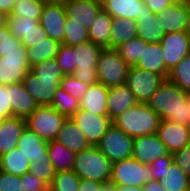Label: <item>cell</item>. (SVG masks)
Segmentation results:
<instances>
[{
  "mask_svg": "<svg viewBox=\"0 0 190 191\" xmlns=\"http://www.w3.org/2000/svg\"><path fill=\"white\" fill-rule=\"evenodd\" d=\"M153 180L149 165L133 157L112 163L109 183L113 185L143 186Z\"/></svg>",
  "mask_w": 190,
  "mask_h": 191,
  "instance_id": "cell-8",
  "label": "cell"
},
{
  "mask_svg": "<svg viewBox=\"0 0 190 191\" xmlns=\"http://www.w3.org/2000/svg\"><path fill=\"white\" fill-rule=\"evenodd\" d=\"M147 42L139 37H135L116 48L121 58L131 67L135 66L142 57L143 47Z\"/></svg>",
  "mask_w": 190,
  "mask_h": 191,
  "instance_id": "cell-37",
  "label": "cell"
},
{
  "mask_svg": "<svg viewBox=\"0 0 190 191\" xmlns=\"http://www.w3.org/2000/svg\"><path fill=\"white\" fill-rule=\"evenodd\" d=\"M185 32H186V35L188 36V39L190 41V13H189V22H188V25L186 27Z\"/></svg>",
  "mask_w": 190,
  "mask_h": 191,
  "instance_id": "cell-59",
  "label": "cell"
},
{
  "mask_svg": "<svg viewBox=\"0 0 190 191\" xmlns=\"http://www.w3.org/2000/svg\"><path fill=\"white\" fill-rule=\"evenodd\" d=\"M61 43L47 37L45 41L33 44V48L26 49L30 66L55 58Z\"/></svg>",
  "mask_w": 190,
  "mask_h": 191,
  "instance_id": "cell-32",
  "label": "cell"
},
{
  "mask_svg": "<svg viewBox=\"0 0 190 191\" xmlns=\"http://www.w3.org/2000/svg\"><path fill=\"white\" fill-rule=\"evenodd\" d=\"M63 75L73 74L74 72V46L61 44L55 57Z\"/></svg>",
  "mask_w": 190,
  "mask_h": 191,
  "instance_id": "cell-41",
  "label": "cell"
},
{
  "mask_svg": "<svg viewBox=\"0 0 190 191\" xmlns=\"http://www.w3.org/2000/svg\"><path fill=\"white\" fill-rule=\"evenodd\" d=\"M189 13L190 5L173 3L156 16L165 33L185 32Z\"/></svg>",
  "mask_w": 190,
  "mask_h": 191,
  "instance_id": "cell-18",
  "label": "cell"
},
{
  "mask_svg": "<svg viewBox=\"0 0 190 191\" xmlns=\"http://www.w3.org/2000/svg\"><path fill=\"white\" fill-rule=\"evenodd\" d=\"M133 140L112 123L96 146L114 163L133 156Z\"/></svg>",
  "mask_w": 190,
  "mask_h": 191,
  "instance_id": "cell-9",
  "label": "cell"
},
{
  "mask_svg": "<svg viewBox=\"0 0 190 191\" xmlns=\"http://www.w3.org/2000/svg\"><path fill=\"white\" fill-rule=\"evenodd\" d=\"M48 152L49 159L56 172L73 169L76 154L66 148L59 141L56 139L49 141Z\"/></svg>",
  "mask_w": 190,
  "mask_h": 191,
  "instance_id": "cell-30",
  "label": "cell"
},
{
  "mask_svg": "<svg viewBox=\"0 0 190 191\" xmlns=\"http://www.w3.org/2000/svg\"><path fill=\"white\" fill-rule=\"evenodd\" d=\"M138 102L126 84L108 87L107 109L108 117L113 121Z\"/></svg>",
  "mask_w": 190,
  "mask_h": 191,
  "instance_id": "cell-20",
  "label": "cell"
},
{
  "mask_svg": "<svg viewBox=\"0 0 190 191\" xmlns=\"http://www.w3.org/2000/svg\"><path fill=\"white\" fill-rule=\"evenodd\" d=\"M16 0H0V12L10 15Z\"/></svg>",
  "mask_w": 190,
  "mask_h": 191,
  "instance_id": "cell-54",
  "label": "cell"
},
{
  "mask_svg": "<svg viewBox=\"0 0 190 191\" xmlns=\"http://www.w3.org/2000/svg\"><path fill=\"white\" fill-rule=\"evenodd\" d=\"M103 47L89 40L74 46L73 76L79 81L93 85L98 83L96 65Z\"/></svg>",
  "mask_w": 190,
  "mask_h": 191,
  "instance_id": "cell-6",
  "label": "cell"
},
{
  "mask_svg": "<svg viewBox=\"0 0 190 191\" xmlns=\"http://www.w3.org/2000/svg\"><path fill=\"white\" fill-rule=\"evenodd\" d=\"M113 18L103 9L95 17L89 31V41L103 48H110V34Z\"/></svg>",
  "mask_w": 190,
  "mask_h": 191,
  "instance_id": "cell-28",
  "label": "cell"
},
{
  "mask_svg": "<svg viewBox=\"0 0 190 191\" xmlns=\"http://www.w3.org/2000/svg\"><path fill=\"white\" fill-rule=\"evenodd\" d=\"M47 0H16L11 16H21L40 20L42 9Z\"/></svg>",
  "mask_w": 190,
  "mask_h": 191,
  "instance_id": "cell-38",
  "label": "cell"
},
{
  "mask_svg": "<svg viewBox=\"0 0 190 191\" xmlns=\"http://www.w3.org/2000/svg\"><path fill=\"white\" fill-rule=\"evenodd\" d=\"M173 161L190 178V142L183 149L173 154Z\"/></svg>",
  "mask_w": 190,
  "mask_h": 191,
  "instance_id": "cell-48",
  "label": "cell"
},
{
  "mask_svg": "<svg viewBox=\"0 0 190 191\" xmlns=\"http://www.w3.org/2000/svg\"><path fill=\"white\" fill-rule=\"evenodd\" d=\"M147 105L160 120H170L190 127L188 92L165 79L152 94Z\"/></svg>",
  "mask_w": 190,
  "mask_h": 191,
  "instance_id": "cell-1",
  "label": "cell"
},
{
  "mask_svg": "<svg viewBox=\"0 0 190 191\" xmlns=\"http://www.w3.org/2000/svg\"><path fill=\"white\" fill-rule=\"evenodd\" d=\"M103 183H98L93 180L80 179V188L78 191H101Z\"/></svg>",
  "mask_w": 190,
  "mask_h": 191,
  "instance_id": "cell-52",
  "label": "cell"
},
{
  "mask_svg": "<svg viewBox=\"0 0 190 191\" xmlns=\"http://www.w3.org/2000/svg\"><path fill=\"white\" fill-rule=\"evenodd\" d=\"M169 154L167 147L156 133L135 137L133 140V158L149 165L155 159Z\"/></svg>",
  "mask_w": 190,
  "mask_h": 191,
  "instance_id": "cell-16",
  "label": "cell"
},
{
  "mask_svg": "<svg viewBox=\"0 0 190 191\" xmlns=\"http://www.w3.org/2000/svg\"><path fill=\"white\" fill-rule=\"evenodd\" d=\"M142 187L144 191H165L159 180L154 179L146 182Z\"/></svg>",
  "mask_w": 190,
  "mask_h": 191,
  "instance_id": "cell-53",
  "label": "cell"
},
{
  "mask_svg": "<svg viewBox=\"0 0 190 191\" xmlns=\"http://www.w3.org/2000/svg\"><path fill=\"white\" fill-rule=\"evenodd\" d=\"M56 140L74 154H78L80 151L90 146L81 129L71 117L65 120L63 126L59 130Z\"/></svg>",
  "mask_w": 190,
  "mask_h": 191,
  "instance_id": "cell-26",
  "label": "cell"
},
{
  "mask_svg": "<svg viewBox=\"0 0 190 191\" xmlns=\"http://www.w3.org/2000/svg\"><path fill=\"white\" fill-rule=\"evenodd\" d=\"M167 79L190 93V54L169 71Z\"/></svg>",
  "mask_w": 190,
  "mask_h": 191,
  "instance_id": "cell-39",
  "label": "cell"
},
{
  "mask_svg": "<svg viewBox=\"0 0 190 191\" xmlns=\"http://www.w3.org/2000/svg\"><path fill=\"white\" fill-rule=\"evenodd\" d=\"M112 123L135 138L156 133L160 117L147 104L137 103L116 117Z\"/></svg>",
  "mask_w": 190,
  "mask_h": 191,
  "instance_id": "cell-3",
  "label": "cell"
},
{
  "mask_svg": "<svg viewBox=\"0 0 190 191\" xmlns=\"http://www.w3.org/2000/svg\"><path fill=\"white\" fill-rule=\"evenodd\" d=\"M107 97L108 87L104 84L98 82L89 85L86 93L80 100V109L108 117Z\"/></svg>",
  "mask_w": 190,
  "mask_h": 191,
  "instance_id": "cell-23",
  "label": "cell"
},
{
  "mask_svg": "<svg viewBox=\"0 0 190 191\" xmlns=\"http://www.w3.org/2000/svg\"><path fill=\"white\" fill-rule=\"evenodd\" d=\"M8 24V15L0 12V27H5Z\"/></svg>",
  "mask_w": 190,
  "mask_h": 191,
  "instance_id": "cell-56",
  "label": "cell"
},
{
  "mask_svg": "<svg viewBox=\"0 0 190 191\" xmlns=\"http://www.w3.org/2000/svg\"><path fill=\"white\" fill-rule=\"evenodd\" d=\"M24 191H49V185L38 177H35L31 172H27L21 176Z\"/></svg>",
  "mask_w": 190,
  "mask_h": 191,
  "instance_id": "cell-47",
  "label": "cell"
},
{
  "mask_svg": "<svg viewBox=\"0 0 190 191\" xmlns=\"http://www.w3.org/2000/svg\"><path fill=\"white\" fill-rule=\"evenodd\" d=\"M135 66L159 74L165 79L169 75L163 60V50L160 43H147L146 47H143L142 57Z\"/></svg>",
  "mask_w": 190,
  "mask_h": 191,
  "instance_id": "cell-25",
  "label": "cell"
},
{
  "mask_svg": "<svg viewBox=\"0 0 190 191\" xmlns=\"http://www.w3.org/2000/svg\"><path fill=\"white\" fill-rule=\"evenodd\" d=\"M116 191H144L142 186L116 185Z\"/></svg>",
  "mask_w": 190,
  "mask_h": 191,
  "instance_id": "cell-55",
  "label": "cell"
},
{
  "mask_svg": "<svg viewBox=\"0 0 190 191\" xmlns=\"http://www.w3.org/2000/svg\"><path fill=\"white\" fill-rule=\"evenodd\" d=\"M137 22V37L147 43H160L165 36L156 14L144 10Z\"/></svg>",
  "mask_w": 190,
  "mask_h": 191,
  "instance_id": "cell-27",
  "label": "cell"
},
{
  "mask_svg": "<svg viewBox=\"0 0 190 191\" xmlns=\"http://www.w3.org/2000/svg\"><path fill=\"white\" fill-rule=\"evenodd\" d=\"M137 37V22L129 18L113 19L110 34V48L116 49Z\"/></svg>",
  "mask_w": 190,
  "mask_h": 191,
  "instance_id": "cell-29",
  "label": "cell"
},
{
  "mask_svg": "<svg viewBox=\"0 0 190 191\" xmlns=\"http://www.w3.org/2000/svg\"><path fill=\"white\" fill-rule=\"evenodd\" d=\"M39 20L21 16L8 15V27L10 32L18 39L26 37L38 29Z\"/></svg>",
  "mask_w": 190,
  "mask_h": 191,
  "instance_id": "cell-40",
  "label": "cell"
},
{
  "mask_svg": "<svg viewBox=\"0 0 190 191\" xmlns=\"http://www.w3.org/2000/svg\"><path fill=\"white\" fill-rule=\"evenodd\" d=\"M111 168L112 163L108 157L97 146L90 145L76 154L72 170L80 179L107 184L110 181Z\"/></svg>",
  "mask_w": 190,
  "mask_h": 191,
  "instance_id": "cell-4",
  "label": "cell"
},
{
  "mask_svg": "<svg viewBox=\"0 0 190 191\" xmlns=\"http://www.w3.org/2000/svg\"><path fill=\"white\" fill-rule=\"evenodd\" d=\"M21 46L20 39L10 32L8 25L0 27V57L6 56L10 51H19Z\"/></svg>",
  "mask_w": 190,
  "mask_h": 191,
  "instance_id": "cell-43",
  "label": "cell"
},
{
  "mask_svg": "<svg viewBox=\"0 0 190 191\" xmlns=\"http://www.w3.org/2000/svg\"><path fill=\"white\" fill-rule=\"evenodd\" d=\"M156 134L171 154L190 142V127L170 120H160Z\"/></svg>",
  "mask_w": 190,
  "mask_h": 191,
  "instance_id": "cell-15",
  "label": "cell"
},
{
  "mask_svg": "<svg viewBox=\"0 0 190 191\" xmlns=\"http://www.w3.org/2000/svg\"><path fill=\"white\" fill-rule=\"evenodd\" d=\"M63 76L56 59L52 58L32 66L22 84L38 106H50Z\"/></svg>",
  "mask_w": 190,
  "mask_h": 191,
  "instance_id": "cell-2",
  "label": "cell"
},
{
  "mask_svg": "<svg viewBox=\"0 0 190 191\" xmlns=\"http://www.w3.org/2000/svg\"><path fill=\"white\" fill-rule=\"evenodd\" d=\"M165 191H188L190 188V178L173 161L164 174V178L159 180Z\"/></svg>",
  "mask_w": 190,
  "mask_h": 191,
  "instance_id": "cell-33",
  "label": "cell"
},
{
  "mask_svg": "<svg viewBox=\"0 0 190 191\" xmlns=\"http://www.w3.org/2000/svg\"><path fill=\"white\" fill-rule=\"evenodd\" d=\"M66 16L89 29L102 9L101 0H63Z\"/></svg>",
  "mask_w": 190,
  "mask_h": 191,
  "instance_id": "cell-17",
  "label": "cell"
},
{
  "mask_svg": "<svg viewBox=\"0 0 190 191\" xmlns=\"http://www.w3.org/2000/svg\"><path fill=\"white\" fill-rule=\"evenodd\" d=\"M30 172L33 176L43 179L48 185L51 184L56 173L50 160L33 161L30 166Z\"/></svg>",
  "mask_w": 190,
  "mask_h": 191,
  "instance_id": "cell-44",
  "label": "cell"
},
{
  "mask_svg": "<svg viewBox=\"0 0 190 191\" xmlns=\"http://www.w3.org/2000/svg\"><path fill=\"white\" fill-rule=\"evenodd\" d=\"M47 37V33L39 23L38 29L33 31L31 34H28L26 37H22L20 41L26 49H30L33 48V44L39 43L40 41H45Z\"/></svg>",
  "mask_w": 190,
  "mask_h": 191,
  "instance_id": "cell-50",
  "label": "cell"
},
{
  "mask_svg": "<svg viewBox=\"0 0 190 191\" xmlns=\"http://www.w3.org/2000/svg\"><path fill=\"white\" fill-rule=\"evenodd\" d=\"M66 12L63 0H47L39 23L51 39L63 43Z\"/></svg>",
  "mask_w": 190,
  "mask_h": 191,
  "instance_id": "cell-12",
  "label": "cell"
},
{
  "mask_svg": "<svg viewBox=\"0 0 190 191\" xmlns=\"http://www.w3.org/2000/svg\"><path fill=\"white\" fill-rule=\"evenodd\" d=\"M12 117L9 85L0 84V120Z\"/></svg>",
  "mask_w": 190,
  "mask_h": 191,
  "instance_id": "cell-49",
  "label": "cell"
},
{
  "mask_svg": "<svg viewBox=\"0 0 190 191\" xmlns=\"http://www.w3.org/2000/svg\"><path fill=\"white\" fill-rule=\"evenodd\" d=\"M80 188V178L73 170L57 171L49 191H78Z\"/></svg>",
  "mask_w": 190,
  "mask_h": 191,
  "instance_id": "cell-36",
  "label": "cell"
},
{
  "mask_svg": "<svg viewBox=\"0 0 190 191\" xmlns=\"http://www.w3.org/2000/svg\"><path fill=\"white\" fill-rule=\"evenodd\" d=\"M60 86L79 101L89 87L87 83L79 81L72 74L64 75L61 79Z\"/></svg>",
  "mask_w": 190,
  "mask_h": 191,
  "instance_id": "cell-42",
  "label": "cell"
},
{
  "mask_svg": "<svg viewBox=\"0 0 190 191\" xmlns=\"http://www.w3.org/2000/svg\"><path fill=\"white\" fill-rule=\"evenodd\" d=\"M142 2L154 14H159L173 4L172 0H142Z\"/></svg>",
  "mask_w": 190,
  "mask_h": 191,
  "instance_id": "cell-51",
  "label": "cell"
},
{
  "mask_svg": "<svg viewBox=\"0 0 190 191\" xmlns=\"http://www.w3.org/2000/svg\"><path fill=\"white\" fill-rule=\"evenodd\" d=\"M163 60L168 71H171L190 54V41L186 32L166 33L160 42Z\"/></svg>",
  "mask_w": 190,
  "mask_h": 191,
  "instance_id": "cell-14",
  "label": "cell"
},
{
  "mask_svg": "<svg viewBox=\"0 0 190 191\" xmlns=\"http://www.w3.org/2000/svg\"><path fill=\"white\" fill-rule=\"evenodd\" d=\"M96 69L98 82L106 87H114L126 84L130 66L116 49L103 48Z\"/></svg>",
  "mask_w": 190,
  "mask_h": 191,
  "instance_id": "cell-5",
  "label": "cell"
},
{
  "mask_svg": "<svg viewBox=\"0 0 190 191\" xmlns=\"http://www.w3.org/2000/svg\"><path fill=\"white\" fill-rule=\"evenodd\" d=\"M172 162L173 154L169 153L160 158L155 159V161L149 164L153 179L160 180L164 178V174Z\"/></svg>",
  "mask_w": 190,
  "mask_h": 191,
  "instance_id": "cell-46",
  "label": "cell"
},
{
  "mask_svg": "<svg viewBox=\"0 0 190 191\" xmlns=\"http://www.w3.org/2000/svg\"><path fill=\"white\" fill-rule=\"evenodd\" d=\"M0 191H24L21 177L0 170Z\"/></svg>",
  "mask_w": 190,
  "mask_h": 191,
  "instance_id": "cell-45",
  "label": "cell"
},
{
  "mask_svg": "<svg viewBox=\"0 0 190 191\" xmlns=\"http://www.w3.org/2000/svg\"><path fill=\"white\" fill-rule=\"evenodd\" d=\"M165 78L136 66H131L126 85L134 94L138 103L147 104L152 94L162 84Z\"/></svg>",
  "mask_w": 190,
  "mask_h": 191,
  "instance_id": "cell-10",
  "label": "cell"
},
{
  "mask_svg": "<svg viewBox=\"0 0 190 191\" xmlns=\"http://www.w3.org/2000/svg\"><path fill=\"white\" fill-rule=\"evenodd\" d=\"M30 70L27 51L22 45L19 51H10L6 56L0 57V84L20 83Z\"/></svg>",
  "mask_w": 190,
  "mask_h": 191,
  "instance_id": "cell-11",
  "label": "cell"
},
{
  "mask_svg": "<svg viewBox=\"0 0 190 191\" xmlns=\"http://www.w3.org/2000/svg\"><path fill=\"white\" fill-rule=\"evenodd\" d=\"M26 127V119L10 117L0 120V156L17 147L21 133Z\"/></svg>",
  "mask_w": 190,
  "mask_h": 191,
  "instance_id": "cell-22",
  "label": "cell"
},
{
  "mask_svg": "<svg viewBox=\"0 0 190 191\" xmlns=\"http://www.w3.org/2000/svg\"><path fill=\"white\" fill-rule=\"evenodd\" d=\"M9 98L12 109V117L26 119L38 105L28 93L22 82L9 85Z\"/></svg>",
  "mask_w": 190,
  "mask_h": 191,
  "instance_id": "cell-24",
  "label": "cell"
},
{
  "mask_svg": "<svg viewBox=\"0 0 190 191\" xmlns=\"http://www.w3.org/2000/svg\"><path fill=\"white\" fill-rule=\"evenodd\" d=\"M89 40V31L82 23L71 21V17L66 16L64 25L63 44L68 46H76Z\"/></svg>",
  "mask_w": 190,
  "mask_h": 191,
  "instance_id": "cell-35",
  "label": "cell"
},
{
  "mask_svg": "<svg viewBox=\"0 0 190 191\" xmlns=\"http://www.w3.org/2000/svg\"><path fill=\"white\" fill-rule=\"evenodd\" d=\"M101 191H116V185L111 183L104 184Z\"/></svg>",
  "mask_w": 190,
  "mask_h": 191,
  "instance_id": "cell-57",
  "label": "cell"
},
{
  "mask_svg": "<svg viewBox=\"0 0 190 191\" xmlns=\"http://www.w3.org/2000/svg\"><path fill=\"white\" fill-rule=\"evenodd\" d=\"M71 118L81 129L91 146H96L112 125V120L109 117L96 115L84 109H79Z\"/></svg>",
  "mask_w": 190,
  "mask_h": 191,
  "instance_id": "cell-13",
  "label": "cell"
},
{
  "mask_svg": "<svg viewBox=\"0 0 190 191\" xmlns=\"http://www.w3.org/2000/svg\"><path fill=\"white\" fill-rule=\"evenodd\" d=\"M17 147L22 154L33 161H45L49 159L48 142L40 138L36 133L25 127L18 140Z\"/></svg>",
  "mask_w": 190,
  "mask_h": 191,
  "instance_id": "cell-19",
  "label": "cell"
},
{
  "mask_svg": "<svg viewBox=\"0 0 190 191\" xmlns=\"http://www.w3.org/2000/svg\"><path fill=\"white\" fill-rule=\"evenodd\" d=\"M102 9L113 19L138 20L144 10H149L142 0H101Z\"/></svg>",
  "mask_w": 190,
  "mask_h": 191,
  "instance_id": "cell-21",
  "label": "cell"
},
{
  "mask_svg": "<svg viewBox=\"0 0 190 191\" xmlns=\"http://www.w3.org/2000/svg\"><path fill=\"white\" fill-rule=\"evenodd\" d=\"M50 106L60 114L70 118L80 109V101L59 86L54 93V99Z\"/></svg>",
  "mask_w": 190,
  "mask_h": 191,
  "instance_id": "cell-34",
  "label": "cell"
},
{
  "mask_svg": "<svg viewBox=\"0 0 190 191\" xmlns=\"http://www.w3.org/2000/svg\"><path fill=\"white\" fill-rule=\"evenodd\" d=\"M173 3L175 4H186L190 5V0H172Z\"/></svg>",
  "mask_w": 190,
  "mask_h": 191,
  "instance_id": "cell-58",
  "label": "cell"
},
{
  "mask_svg": "<svg viewBox=\"0 0 190 191\" xmlns=\"http://www.w3.org/2000/svg\"><path fill=\"white\" fill-rule=\"evenodd\" d=\"M67 117L51 106H38L27 118L26 127L40 138L49 142L55 140Z\"/></svg>",
  "mask_w": 190,
  "mask_h": 191,
  "instance_id": "cell-7",
  "label": "cell"
},
{
  "mask_svg": "<svg viewBox=\"0 0 190 191\" xmlns=\"http://www.w3.org/2000/svg\"><path fill=\"white\" fill-rule=\"evenodd\" d=\"M31 163L18 147L0 157V170L17 176H22L30 171Z\"/></svg>",
  "mask_w": 190,
  "mask_h": 191,
  "instance_id": "cell-31",
  "label": "cell"
},
{
  "mask_svg": "<svg viewBox=\"0 0 190 191\" xmlns=\"http://www.w3.org/2000/svg\"><path fill=\"white\" fill-rule=\"evenodd\" d=\"M188 102H189L188 112H189V117H190V93H188Z\"/></svg>",
  "mask_w": 190,
  "mask_h": 191,
  "instance_id": "cell-60",
  "label": "cell"
}]
</instances>
